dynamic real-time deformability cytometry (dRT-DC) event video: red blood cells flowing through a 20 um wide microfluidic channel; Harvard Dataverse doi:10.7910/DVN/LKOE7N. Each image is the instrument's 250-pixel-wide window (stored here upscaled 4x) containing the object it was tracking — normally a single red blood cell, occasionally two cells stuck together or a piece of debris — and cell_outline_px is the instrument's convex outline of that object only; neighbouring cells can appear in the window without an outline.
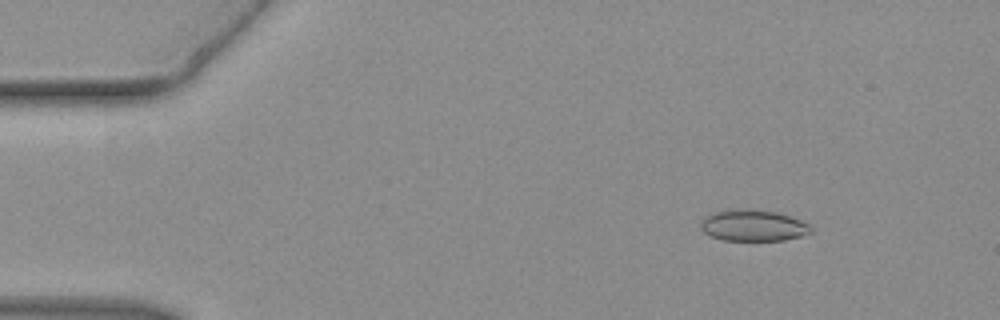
{"species": "common noctule bat (a hibernating species)", "species_latin": "Nyctalus noctula", "temperature_condition": "warm", "stored_images_in_passage": 46, "camera_frame_rate_fps": 3000, "um_per_image_px": 0.085, "animal": {"sex": "female", "body_mass_g": 19.3, "forearm_length_mm": 54.1}, "frame": {"image": 1, "passage_image": 6, "time_ms": 1.667, "image_size_px": [1000, 320], "cell_outline_px": [[812, 232], [804, 236], [784, 240], [720, 240], [704, 232], [700, 228], [700, 220], [704, 216], [728, 208], [752, 208], [776, 212], [800, 220], [808, 224], [812, 228]], "centroid_in_image_um": [63.99, 19.15], "position_along_channel_um": 21.0, "area_um2": 20.46}}
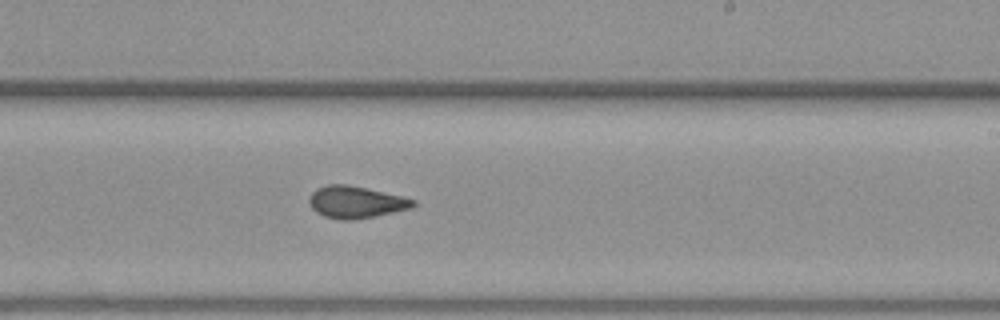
{"frame": {"image": 2, "passage_image": 28, "time_ms": 9.0, "image_size_px": [1000, 320], "cell_outline_px": [[416, 204], [412, 208], [376, 216], [352, 220], [340, 220], [324, 216], [316, 212], [312, 208], [308, 200], [308, 196], [316, 188], [328, 184], [348, 184], [400, 196], [416, 200]], "centroid_in_image_um": [30.22, 17.18], "position_along_channel_um": 258.8, "area_um2": 19.42}}
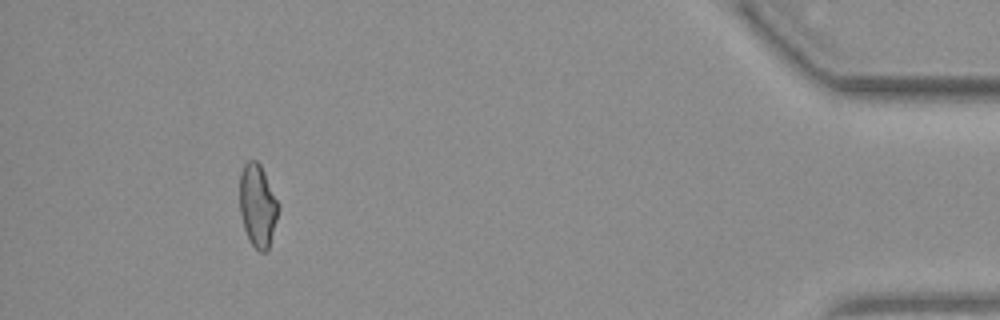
{"frame": {"image": 3, "passage_image": 43, "time_ms": 14.0, "image_size_px": [1000, 320], "cell_outline_px": [[280, 208], [268, 248], [264, 252], [260, 252], [248, 240], [244, 228], [240, 212], [240, 172], [244, 164], [248, 160], [256, 160], [260, 164], [280, 204]], "centroid_in_image_um": [21.9, 17.45], "position_along_channel_um": 413.3, "area_um2": 18.67}}